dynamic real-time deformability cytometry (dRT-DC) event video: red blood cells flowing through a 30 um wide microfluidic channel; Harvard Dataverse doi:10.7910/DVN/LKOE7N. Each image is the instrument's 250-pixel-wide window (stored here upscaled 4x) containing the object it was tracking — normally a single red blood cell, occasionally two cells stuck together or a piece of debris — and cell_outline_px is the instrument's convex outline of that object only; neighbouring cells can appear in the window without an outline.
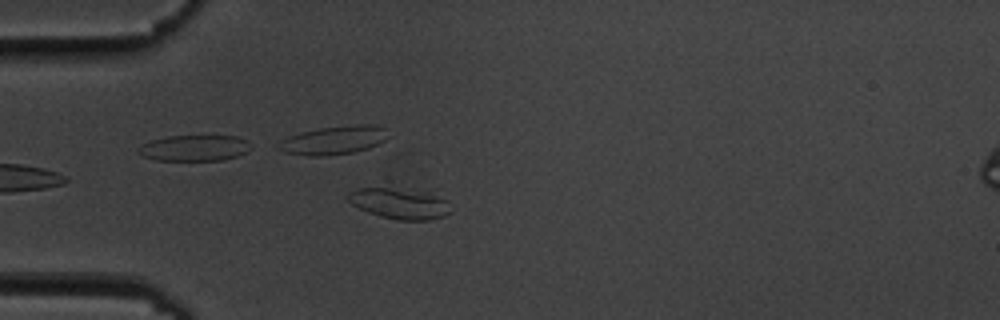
{"species": "common noctule bat (a hibernating species)", "species_latin": "Nyctalus noctula", "temperature_condition": "cold", "stored_images_in_passage": 39, "camera_frame_rate_fps": 3000, "um_per_image_px": 0.085, "animal": {"sex": "male", "body_mass_g": 19.5, "forearm_length_mm": 54.6}, "frame": {"image": 1, "passage_image": 6, "time_ms": 1.667, "image_size_px": [1000, 320], "cell_outline_px": [[452, 212], [444, 216], [428, 220], [396, 220], [380, 216], [368, 212], [352, 204], [348, 200], [348, 192], [356, 188], [396, 184], [432, 188], [448, 200]], "centroid_in_image_um": [34.08, 17.17], "position_along_channel_um": 50.9, "area_um2": 20.58}}